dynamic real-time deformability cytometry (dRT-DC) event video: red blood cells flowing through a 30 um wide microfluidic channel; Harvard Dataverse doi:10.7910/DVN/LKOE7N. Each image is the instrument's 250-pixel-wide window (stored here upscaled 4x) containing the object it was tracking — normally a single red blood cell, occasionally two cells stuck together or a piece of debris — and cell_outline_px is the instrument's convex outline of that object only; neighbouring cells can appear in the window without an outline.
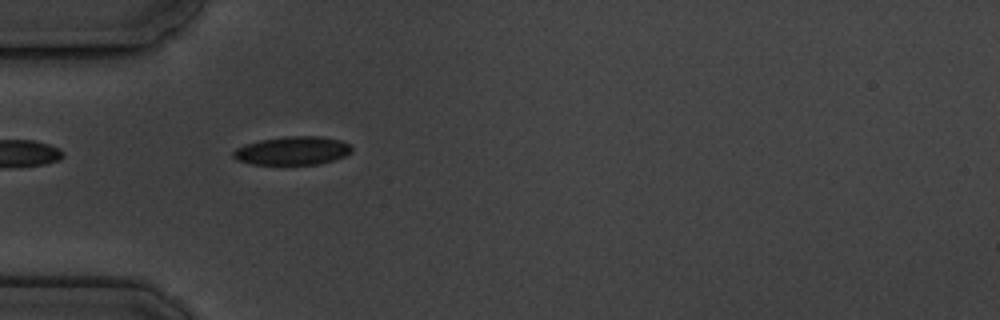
{"species": "common noctule bat (a hibernating species)", "species_latin": "Nyctalus noctula", "temperature_condition": "cold", "stored_images_in_passage": 6, "camera_frame_rate_fps": 3000, "um_per_image_px": 0.085, "animal": {"sex": "male", "body_mass_g": 19.5, "forearm_length_mm": 54.6}, "frame": {"image": 1, "passage_image": 5, "time_ms": 5.667, "image_size_px": [1000, 320], "cell_outline_px": [[352, 152], [344, 156], [332, 160], [316, 164], [252, 164], [236, 160], [232, 156], [232, 152], [236, 148], [244, 144], [260, 140], [284, 136], [320, 136], [340, 140], [352, 144]], "centroid_in_image_um": [24.85, 12.8], "position_along_channel_um": 60.1, "area_um2": 19.71}}